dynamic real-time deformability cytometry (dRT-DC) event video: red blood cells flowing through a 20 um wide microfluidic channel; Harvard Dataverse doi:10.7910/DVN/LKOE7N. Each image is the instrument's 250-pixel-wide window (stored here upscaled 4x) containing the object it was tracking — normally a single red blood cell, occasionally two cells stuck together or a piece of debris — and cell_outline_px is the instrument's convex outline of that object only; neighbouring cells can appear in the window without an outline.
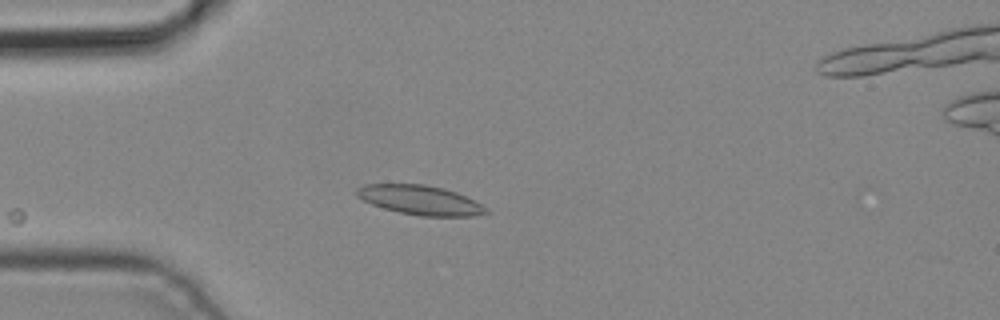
{"species": "common noctule bat (a hibernating species)", "species_latin": "Nyctalus noctula", "temperature_condition": "cold", "stored_images_in_passage": 2, "camera_frame_rate_fps": 3000, "um_per_image_px": 0.085, "animal": {"sex": "male", "body_mass_g": 19.2, "forearm_length_mm": 51.8}, "frame": {"image": 1, "passage_image": 2, "time_ms": 0.333, "image_size_px": [1000, 320], "cell_outline_px": [[488, 212], [472, 216], [420, 216], [400, 212], [384, 208], [372, 204], [356, 196], [356, 188], [364, 184], [424, 184], [444, 188], [456, 192], [488, 208]], "centroid_in_image_um": [35.68, 17.0], "position_along_channel_um": 49.3, "area_um2": 21.96}}